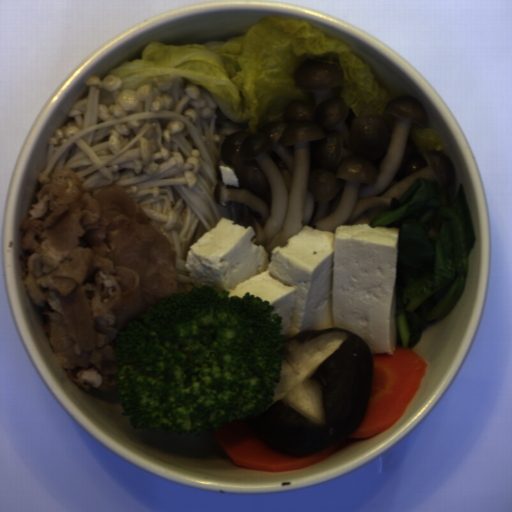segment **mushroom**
Returning <instances> with one entry per match:
<instances>
[{"mask_svg": "<svg viewBox=\"0 0 512 512\" xmlns=\"http://www.w3.org/2000/svg\"><path fill=\"white\" fill-rule=\"evenodd\" d=\"M279 354L281 379L269 407L244 419L258 438L300 456L354 433L373 391L375 365L367 344L339 327L307 329Z\"/></svg>", "mask_w": 512, "mask_h": 512, "instance_id": "1", "label": "mushroom"}]
</instances>
